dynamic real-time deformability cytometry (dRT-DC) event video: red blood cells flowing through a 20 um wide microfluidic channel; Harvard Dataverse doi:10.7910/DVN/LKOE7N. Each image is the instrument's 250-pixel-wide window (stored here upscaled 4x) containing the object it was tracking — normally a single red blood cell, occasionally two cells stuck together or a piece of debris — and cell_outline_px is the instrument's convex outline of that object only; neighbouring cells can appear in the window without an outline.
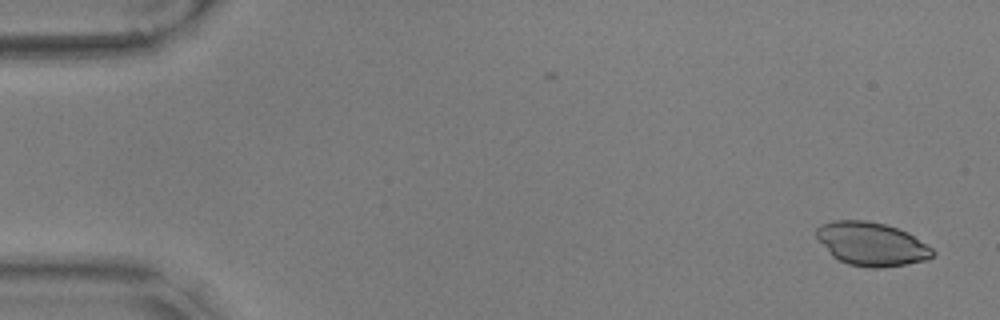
{"species": "common noctule bat (a hibernating species)", "species_latin": "Nyctalus noctula", "temperature_condition": "warm", "stored_images_in_passage": 56, "camera_frame_rate_fps": 3000, "um_per_image_px": 0.085, "animal": {"sex": "male", "body_mass_g": 17.9, "forearm_length_mm": 54.2}, "frame": {"image": 1, "passage_image": 2, "time_ms": 0.333, "image_size_px": [1000, 320], "cell_outline_px": [[936, 252], [932, 256], [924, 260], [904, 264], [880, 268], [872, 268], [848, 264], [832, 256], [816, 236], [816, 228], [820, 224], [832, 220], [864, 220], [884, 224], [908, 232], [932, 248]], "centroid_in_image_um": [74.06, 20.73], "position_along_channel_um": 10.9, "area_um2": 29.25}}
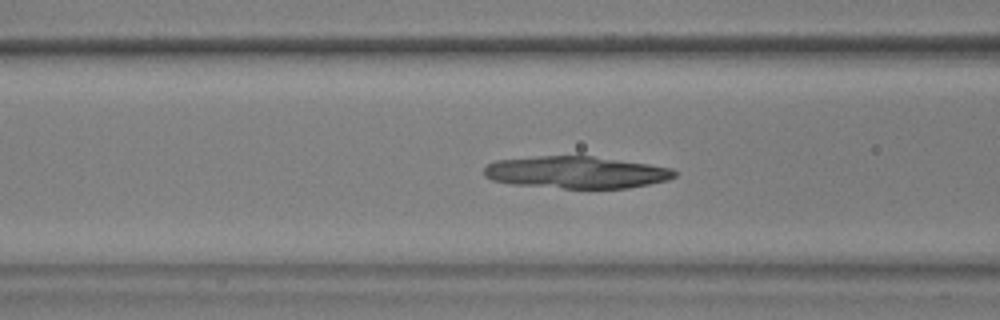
{"frame": {"image": 2, "passage_image": 22, "time_ms": 7.0, "image_size_px": [1000, 320], "cell_outline_px": [[676, 176], [668, 180], [628, 188], [564, 188], [512, 184], [492, 180], [484, 176], [484, 168], [488, 164], [496, 160], [540, 156], [592, 156], [648, 164], [672, 168], [676, 172]], "centroid_in_image_um": [48.97, 14.65], "position_along_channel_um": 117.6, "area_um2": 35.43}}
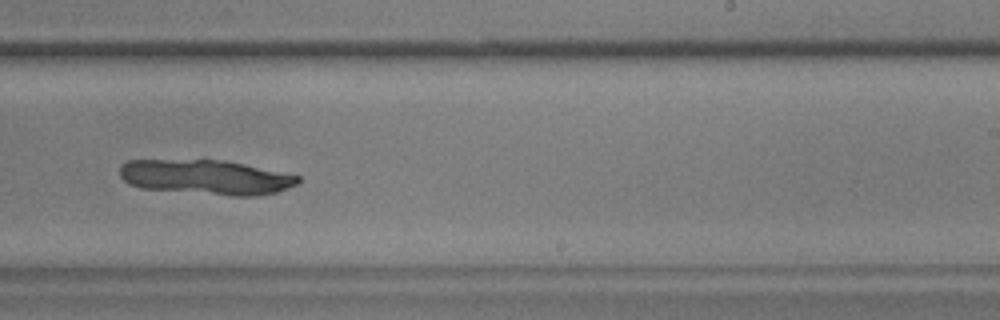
{"frame": {"image": 3, "passage_image": 35, "time_ms": 11.333, "image_size_px": [1000, 320], "cell_outline_px": [[300, 180], [296, 184], [276, 192], [256, 196], [232, 196], [140, 188], [128, 184], [120, 176], [120, 164], [128, 160], [224, 160], [244, 164], [300, 176]], "centroid_in_image_um": [17.47, 15.06], "position_along_channel_um": 271.5, "area_um2": 36.07}}